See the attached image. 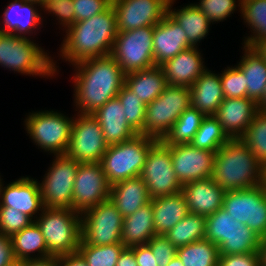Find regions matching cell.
Listing matches in <instances>:
<instances>
[{
    "label": "cell",
    "mask_w": 266,
    "mask_h": 266,
    "mask_svg": "<svg viewBox=\"0 0 266 266\" xmlns=\"http://www.w3.org/2000/svg\"><path fill=\"white\" fill-rule=\"evenodd\" d=\"M122 224V214L110 199L100 202L81 214L80 245L101 246L122 243Z\"/></svg>",
    "instance_id": "9"
},
{
    "label": "cell",
    "mask_w": 266,
    "mask_h": 266,
    "mask_svg": "<svg viewBox=\"0 0 266 266\" xmlns=\"http://www.w3.org/2000/svg\"><path fill=\"white\" fill-rule=\"evenodd\" d=\"M253 47L257 50V52L266 61V39H262L257 44H255Z\"/></svg>",
    "instance_id": "56"
},
{
    "label": "cell",
    "mask_w": 266,
    "mask_h": 266,
    "mask_svg": "<svg viewBox=\"0 0 266 266\" xmlns=\"http://www.w3.org/2000/svg\"><path fill=\"white\" fill-rule=\"evenodd\" d=\"M78 116L73 120L66 154L79 163H100L108 148L101 126L92 114Z\"/></svg>",
    "instance_id": "14"
},
{
    "label": "cell",
    "mask_w": 266,
    "mask_h": 266,
    "mask_svg": "<svg viewBox=\"0 0 266 266\" xmlns=\"http://www.w3.org/2000/svg\"><path fill=\"white\" fill-rule=\"evenodd\" d=\"M245 54L237 67L244 73L247 97L258 103L266 88V61L254 47L244 45Z\"/></svg>",
    "instance_id": "29"
},
{
    "label": "cell",
    "mask_w": 266,
    "mask_h": 266,
    "mask_svg": "<svg viewBox=\"0 0 266 266\" xmlns=\"http://www.w3.org/2000/svg\"><path fill=\"white\" fill-rule=\"evenodd\" d=\"M189 48L191 46L185 31L167 12L164 18L154 26L153 53L155 65L160 66Z\"/></svg>",
    "instance_id": "19"
},
{
    "label": "cell",
    "mask_w": 266,
    "mask_h": 266,
    "mask_svg": "<svg viewBox=\"0 0 266 266\" xmlns=\"http://www.w3.org/2000/svg\"><path fill=\"white\" fill-rule=\"evenodd\" d=\"M117 98L123 106L125 118L129 126L137 134H142L146 105L125 84L119 91Z\"/></svg>",
    "instance_id": "41"
},
{
    "label": "cell",
    "mask_w": 266,
    "mask_h": 266,
    "mask_svg": "<svg viewBox=\"0 0 266 266\" xmlns=\"http://www.w3.org/2000/svg\"><path fill=\"white\" fill-rule=\"evenodd\" d=\"M233 232H253L245 224L234 220L223 208L206 216L205 239L215 243L218 247L227 240Z\"/></svg>",
    "instance_id": "33"
},
{
    "label": "cell",
    "mask_w": 266,
    "mask_h": 266,
    "mask_svg": "<svg viewBox=\"0 0 266 266\" xmlns=\"http://www.w3.org/2000/svg\"><path fill=\"white\" fill-rule=\"evenodd\" d=\"M156 234L165 235L188 213V205L182 192L151 199Z\"/></svg>",
    "instance_id": "26"
},
{
    "label": "cell",
    "mask_w": 266,
    "mask_h": 266,
    "mask_svg": "<svg viewBox=\"0 0 266 266\" xmlns=\"http://www.w3.org/2000/svg\"><path fill=\"white\" fill-rule=\"evenodd\" d=\"M204 117L200 111L190 106L180 115L162 141L166 145L190 143Z\"/></svg>",
    "instance_id": "36"
},
{
    "label": "cell",
    "mask_w": 266,
    "mask_h": 266,
    "mask_svg": "<svg viewBox=\"0 0 266 266\" xmlns=\"http://www.w3.org/2000/svg\"><path fill=\"white\" fill-rule=\"evenodd\" d=\"M225 192L212 177L188 182L182 187L189 212L205 217L222 208Z\"/></svg>",
    "instance_id": "21"
},
{
    "label": "cell",
    "mask_w": 266,
    "mask_h": 266,
    "mask_svg": "<svg viewBox=\"0 0 266 266\" xmlns=\"http://www.w3.org/2000/svg\"><path fill=\"white\" fill-rule=\"evenodd\" d=\"M34 220L25 213L12 207L0 206V233L12 237L30 226Z\"/></svg>",
    "instance_id": "43"
},
{
    "label": "cell",
    "mask_w": 266,
    "mask_h": 266,
    "mask_svg": "<svg viewBox=\"0 0 266 266\" xmlns=\"http://www.w3.org/2000/svg\"><path fill=\"white\" fill-rule=\"evenodd\" d=\"M222 208L234 220L245 224L261 238L266 237V188L264 183L248 189L226 191Z\"/></svg>",
    "instance_id": "10"
},
{
    "label": "cell",
    "mask_w": 266,
    "mask_h": 266,
    "mask_svg": "<svg viewBox=\"0 0 266 266\" xmlns=\"http://www.w3.org/2000/svg\"><path fill=\"white\" fill-rule=\"evenodd\" d=\"M219 248L203 239L177 248V256L184 266H218Z\"/></svg>",
    "instance_id": "35"
},
{
    "label": "cell",
    "mask_w": 266,
    "mask_h": 266,
    "mask_svg": "<svg viewBox=\"0 0 266 266\" xmlns=\"http://www.w3.org/2000/svg\"><path fill=\"white\" fill-rule=\"evenodd\" d=\"M42 7L56 14L61 24L67 28L75 23L73 0H46Z\"/></svg>",
    "instance_id": "48"
},
{
    "label": "cell",
    "mask_w": 266,
    "mask_h": 266,
    "mask_svg": "<svg viewBox=\"0 0 266 266\" xmlns=\"http://www.w3.org/2000/svg\"><path fill=\"white\" fill-rule=\"evenodd\" d=\"M206 217L188 213L165 236L176 248L205 239Z\"/></svg>",
    "instance_id": "34"
},
{
    "label": "cell",
    "mask_w": 266,
    "mask_h": 266,
    "mask_svg": "<svg viewBox=\"0 0 266 266\" xmlns=\"http://www.w3.org/2000/svg\"><path fill=\"white\" fill-rule=\"evenodd\" d=\"M0 198V206L12 207L31 218L44 209L39 183L29 177L20 178L4 188L0 182Z\"/></svg>",
    "instance_id": "20"
},
{
    "label": "cell",
    "mask_w": 266,
    "mask_h": 266,
    "mask_svg": "<svg viewBox=\"0 0 266 266\" xmlns=\"http://www.w3.org/2000/svg\"><path fill=\"white\" fill-rule=\"evenodd\" d=\"M152 201L123 218L121 241L125 247L147 244L155 235Z\"/></svg>",
    "instance_id": "27"
},
{
    "label": "cell",
    "mask_w": 266,
    "mask_h": 266,
    "mask_svg": "<svg viewBox=\"0 0 266 266\" xmlns=\"http://www.w3.org/2000/svg\"><path fill=\"white\" fill-rule=\"evenodd\" d=\"M92 115L98 120L108 146L130 140L137 135L126 121L123 106L117 97L107 101Z\"/></svg>",
    "instance_id": "23"
},
{
    "label": "cell",
    "mask_w": 266,
    "mask_h": 266,
    "mask_svg": "<svg viewBox=\"0 0 266 266\" xmlns=\"http://www.w3.org/2000/svg\"><path fill=\"white\" fill-rule=\"evenodd\" d=\"M24 1H28V2H32V3H36V4H40V6L42 7L43 6V4H44V2L46 1V0H24Z\"/></svg>",
    "instance_id": "60"
},
{
    "label": "cell",
    "mask_w": 266,
    "mask_h": 266,
    "mask_svg": "<svg viewBox=\"0 0 266 266\" xmlns=\"http://www.w3.org/2000/svg\"><path fill=\"white\" fill-rule=\"evenodd\" d=\"M154 26L118 32L111 55L125 75L155 66Z\"/></svg>",
    "instance_id": "8"
},
{
    "label": "cell",
    "mask_w": 266,
    "mask_h": 266,
    "mask_svg": "<svg viewBox=\"0 0 266 266\" xmlns=\"http://www.w3.org/2000/svg\"><path fill=\"white\" fill-rule=\"evenodd\" d=\"M15 260H30V253L38 251L41 255L35 259L50 257L40 228L35 222L11 237Z\"/></svg>",
    "instance_id": "32"
},
{
    "label": "cell",
    "mask_w": 266,
    "mask_h": 266,
    "mask_svg": "<svg viewBox=\"0 0 266 266\" xmlns=\"http://www.w3.org/2000/svg\"><path fill=\"white\" fill-rule=\"evenodd\" d=\"M75 100L81 114H93L116 98L125 84V74L111 54L88 58L74 64Z\"/></svg>",
    "instance_id": "1"
},
{
    "label": "cell",
    "mask_w": 266,
    "mask_h": 266,
    "mask_svg": "<svg viewBox=\"0 0 266 266\" xmlns=\"http://www.w3.org/2000/svg\"><path fill=\"white\" fill-rule=\"evenodd\" d=\"M259 266H266V237L261 238L260 247L258 249Z\"/></svg>",
    "instance_id": "55"
},
{
    "label": "cell",
    "mask_w": 266,
    "mask_h": 266,
    "mask_svg": "<svg viewBox=\"0 0 266 266\" xmlns=\"http://www.w3.org/2000/svg\"><path fill=\"white\" fill-rule=\"evenodd\" d=\"M174 0L168 1L167 12L177 21L187 35L188 43L195 47L197 42L204 39L209 30L211 21L195 5L191 4L177 11L171 10Z\"/></svg>",
    "instance_id": "31"
},
{
    "label": "cell",
    "mask_w": 266,
    "mask_h": 266,
    "mask_svg": "<svg viewBox=\"0 0 266 266\" xmlns=\"http://www.w3.org/2000/svg\"><path fill=\"white\" fill-rule=\"evenodd\" d=\"M112 0H73L75 22L83 21L105 11Z\"/></svg>",
    "instance_id": "47"
},
{
    "label": "cell",
    "mask_w": 266,
    "mask_h": 266,
    "mask_svg": "<svg viewBox=\"0 0 266 266\" xmlns=\"http://www.w3.org/2000/svg\"><path fill=\"white\" fill-rule=\"evenodd\" d=\"M116 266H138L134 250L131 247H125L117 259Z\"/></svg>",
    "instance_id": "53"
},
{
    "label": "cell",
    "mask_w": 266,
    "mask_h": 266,
    "mask_svg": "<svg viewBox=\"0 0 266 266\" xmlns=\"http://www.w3.org/2000/svg\"><path fill=\"white\" fill-rule=\"evenodd\" d=\"M261 237L255 232H233L218 248L220 255L258 251Z\"/></svg>",
    "instance_id": "42"
},
{
    "label": "cell",
    "mask_w": 266,
    "mask_h": 266,
    "mask_svg": "<svg viewBox=\"0 0 266 266\" xmlns=\"http://www.w3.org/2000/svg\"><path fill=\"white\" fill-rule=\"evenodd\" d=\"M157 139L137 134L130 140L109 145L101 164L110 185L140 176L146 155Z\"/></svg>",
    "instance_id": "5"
},
{
    "label": "cell",
    "mask_w": 266,
    "mask_h": 266,
    "mask_svg": "<svg viewBox=\"0 0 266 266\" xmlns=\"http://www.w3.org/2000/svg\"><path fill=\"white\" fill-rule=\"evenodd\" d=\"M167 266H184L181 262L180 258L176 255L171 261L167 264Z\"/></svg>",
    "instance_id": "58"
},
{
    "label": "cell",
    "mask_w": 266,
    "mask_h": 266,
    "mask_svg": "<svg viewBox=\"0 0 266 266\" xmlns=\"http://www.w3.org/2000/svg\"><path fill=\"white\" fill-rule=\"evenodd\" d=\"M81 213L67 208H44L34 220L40 228L49 254L60 257L78 251L81 242ZM79 216V217H78Z\"/></svg>",
    "instance_id": "4"
},
{
    "label": "cell",
    "mask_w": 266,
    "mask_h": 266,
    "mask_svg": "<svg viewBox=\"0 0 266 266\" xmlns=\"http://www.w3.org/2000/svg\"><path fill=\"white\" fill-rule=\"evenodd\" d=\"M134 250L138 266H158L156 258L148 244L131 247Z\"/></svg>",
    "instance_id": "50"
},
{
    "label": "cell",
    "mask_w": 266,
    "mask_h": 266,
    "mask_svg": "<svg viewBox=\"0 0 266 266\" xmlns=\"http://www.w3.org/2000/svg\"><path fill=\"white\" fill-rule=\"evenodd\" d=\"M26 266H58V257L26 260Z\"/></svg>",
    "instance_id": "54"
},
{
    "label": "cell",
    "mask_w": 266,
    "mask_h": 266,
    "mask_svg": "<svg viewBox=\"0 0 266 266\" xmlns=\"http://www.w3.org/2000/svg\"><path fill=\"white\" fill-rule=\"evenodd\" d=\"M169 0H112L118 32L155 26L167 13Z\"/></svg>",
    "instance_id": "16"
},
{
    "label": "cell",
    "mask_w": 266,
    "mask_h": 266,
    "mask_svg": "<svg viewBox=\"0 0 266 266\" xmlns=\"http://www.w3.org/2000/svg\"><path fill=\"white\" fill-rule=\"evenodd\" d=\"M257 105L259 111L266 112V88L263 96L261 97V100L257 103Z\"/></svg>",
    "instance_id": "57"
},
{
    "label": "cell",
    "mask_w": 266,
    "mask_h": 266,
    "mask_svg": "<svg viewBox=\"0 0 266 266\" xmlns=\"http://www.w3.org/2000/svg\"><path fill=\"white\" fill-rule=\"evenodd\" d=\"M110 188L101 163H79L72 194L73 210L82 214L108 200Z\"/></svg>",
    "instance_id": "15"
},
{
    "label": "cell",
    "mask_w": 266,
    "mask_h": 266,
    "mask_svg": "<svg viewBox=\"0 0 266 266\" xmlns=\"http://www.w3.org/2000/svg\"><path fill=\"white\" fill-rule=\"evenodd\" d=\"M31 139L45 151L66 154L71 138L73 119L54 111L32 113L25 120Z\"/></svg>",
    "instance_id": "12"
},
{
    "label": "cell",
    "mask_w": 266,
    "mask_h": 266,
    "mask_svg": "<svg viewBox=\"0 0 266 266\" xmlns=\"http://www.w3.org/2000/svg\"><path fill=\"white\" fill-rule=\"evenodd\" d=\"M218 266H259L258 251L219 255Z\"/></svg>",
    "instance_id": "49"
},
{
    "label": "cell",
    "mask_w": 266,
    "mask_h": 266,
    "mask_svg": "<svg viewBox=\"0 0 266 266\" xmlns=\"http://www.w3.org/2000/svg\"><path fill=\"white\" fill-rule=\"evenodd\" d=\"M256 156L259 163L266 167V112L259 111L240 138Z\"/></svg>",
    "instance_id": "39"
},
{
    "label": "cell",
    "mask_w": 266,
    "mask_h": 266,
    "mask_svg": "<svg viewBox=\"0 0 266 266\" xmlns=\"http://www.w3.org/2000/svg\"><path fill=\"white\" fill-rule=\"evenodd\" d=\"M189 89L191 107L200 111L204 116H214L225 99L220 75L211 73L207 69Z\"/></svg>",
    "instance_id": "25"
},
{
    "label": "cell",
    "mask_w": 266,
    "mask_h": 266,
    "mask_svg": "<svg viewBox=\"0 0 266 266\" xmlns=\"http://www.w3.org/2000/svg\"><path fill=\"white\" fill-rule=\"evenodd\" d=\"M62 56L74 64L111 54L117 37L116 13L112 4L102 13L75 22L66 30Z\"/></svg>",
    "instance_id": "2"
},
{
    "label": "cell",
    "mask_w": 266,
    "mask_h": 266,
    "mask_svg": "<svg viewBox=\"0 0 266 266\" xmlns=\"http://www.w3.org/2000/svg\"><path fill=\"white\" fill-rule=\"evenodd\" d=\"M25 36L0 31V65L30 75L52 76L55 63Z\"/></svg>",
    "instance_id": "6"
},
{
    "label": "cell",
    "mask_w": 266,
    "mask_h": 266,
    "mask_svg": "<svg viewBox=\"0 0 266 266\" xmlns=\"http://www.w3.org/2000/svg\"><path fill=\"white\" fill-rule=\"evenodd\" d=\"M14 261L11 237L0 233V266H10Z\"/></svg>",
    "instance_id": "51"
},
{
    "label": "cell",
    "mask_w": 266,
    "mask_h": 266,
    "mask_svg": "<svg viewBox=\"0 0 266 266\" xmlns=\"http://www.w3.org/2000/svg\"><path fill=\"white\" fill-rule=\"evenodd\" d=\"M174 172L182 185L212 177L214 151L203 150L188 144L170 145Z\"/></svg>",
    "instance_id": "17"
},
{
    "label": "cell",
    "mask_w": 266,
    "mask_h": 266,
    "mask_svg": "<svg viewBox=\"0 0 266 266\" xmlns=\"http://www.w3.org/2000/svg\"><path fill=\"white\" fill-rule=\"evenodd\" d=\"M197 47L180 52L160 65L168 85L190 87L206 70Z\"/></svg>",
    "instance_id": "22"
},
{
    "label": "cell",
    "mask_w": 266,
    "mask_h": 266,
    "mask_svg": "<svg viewBox=\"0 0 266 266\" xmlns=\"http://www.w3.org/2000/svg\"><path fill=\"white\" fill-rule=\"evenodd\" d=\"M264 185H265V188H266V167L264 168Z\"/></svg>",
    "instance_id": "61"
},
{
    "label": "cell",
    "mask_w": 266,
    "mask_h": 266,
    "mask_svg": "<svg viewBox=\"0 0 266 266\" xmlns=\"http://www.w3.org/2000/svg\"><path fill=\"white\" fill-rule=\"evenodd\" d=\"M220 80L224 98L247 97L245 75L237 66L224 70Z\"/></svg>",
    "instance_id": "44"
},
{
    "label": "cell",
    "mask_w": 266,
    "mask_h": 266,
    "mask_svg": "<svg viewBox=\"0 0 266 266\" xmlns=\"http://www.w3.org/2000/svg\"><path fill=\"white\" fill-rule=\"evenodd\" d=\"M190 106L189 87L167 85L160 96L146 105L142 135L162 140Z\"/></svg>",
    "instance_id": "7"
},
{
    "label": "cell",
    "mask_w": 266,
    "mask_h": 266,
    "mask_svg": "<svg viewBox=\"0 0 266 266\" xmlns=\"http://www.w3.org/2000/svg\"><path fill=\"white\" fill-rule=\"evenodd\" d=\"M124 248L122 243L101 246L79 245L77 252L88 266H116Z\"/></svg>",
    "instance_id": "40"
},
{
    "label": "cell",
    "mask_w": 266,
    "mask_h": 266,
    "mask_svg": "<svg viewBox=\"0 0 266 266\" xmlns=\"http://www.w3.org/2000/svg\"><path fill=\"white\" fill-rule=\"evenodd\" d=\"M211 21H221L235 10V0H200L195 4Z\"/></svg>",
    "instance_id": "45"
},
{
    "label": "cell",
    "mask_w": 266,
    "mask_h": 266,
    "mask_svg": "<svg viewBox=\"0 0 266 266\" xmlns=\"http://www.w3.org/2000/svg\"><path fill=\"white\" fill-rule=\"evenodd\" d=\"M58 266H88L82 256L76 252L58 257Z\"/></svg>",
    "instance_id": "52"
},
{
    "label": "cell",
    "mask_w": 266,
    "mask_h": 266,
    "mask_svg": "<svg viewBox=\"0 0 266 266\" xmlns=\"http://www.w3.org/2000/svg\"><path fill=\"white\" fill-rule=\"evenodd\" d=\"M125 85L143 102L148 105L162 94L167 84L166 77L160 66L132 72L125 75Z\"/></svg>",
    "instance_id": "28"
},
{
    "label": "cell",
    "mask_w": 266,
    "mask_h": 266,
    "mask_svg": "<svg viewBox=\"0 0 266 266\" xmlns=\"http://www.w3.org/2000/svg\"><path fill=\"white\" fill-rule=\"evenodd\" d=\"M109 199L124 218L149 203L152 198L144 180L137 176L111 185Z\"/></svg>",
    "instance_id": "24"
},
{
    "label": "cell",
    "mask_w": 266,
    "mask_h": 266,
    "mask_svg": "<svg viewBox=\"0 0 266 266\" xmlns=\"http://www.w3.org/2000/svg\"><path fill=\"white\" fill-rule=\"evenodd\" d=\"M212 179L225 191L264 183V167L240 139H229L214 156Z\"/></svg>",
    "instance_id": "3"
},
{
    "label": "cell",
    "mask_w": 266,
    "mask_h": 266,
    "mask_svg": "<svg viewBox=\"0 0 266 266\" xmlns=\"http://www.w3.org/2000/svg\"><path fill=\"white\" fill-rule=\"evenodd\" d=\"M258 112L257 103L248 97L225 98L214 117L228 138L234 139L243 136Z\"/></svg>",
    "instance_id": "18"
},
{
    "label": "cell",
    "mask_w": 266,
    "mask_h": 266,
    "mask_svg": "<svg viewBox=\"0 0 266 266\" xmlns=\"http://www.w3.org/2000/svg\"><path fill=\"white\" fill-rule=\"evenodd\" d=\"M147 244L150 246L158 266H167L177 255V248L163 234H156Z\"/></svg>",
    "instance_id": "46"
},
{
    "label": "cell",
    "mask_w": 266,
    "mask_h": 266,
    "mask_svg": "<svg viewBox=\"0 0 266 266\" xmlns=\"http://www.w3.org/2000/svg\"><path fill=\"white\" fill-rule=\"evenodd\" d=\"M10 266H26V260H15Z\"/></svg>",
    "instance_id": "59"
},
{
    "label": "cell",
    "mask_w": 266,
    "mask_h": 266,
    "mask_svg": "<svg viewBox=\"0 0 266 266\" xmlns=\"http://www.w3.org/2000/svg\"><path fill=\"white\" fill-rule=\"evenodd\" d=\"M140 177L151 198L182 192L183 185L172 166L170 145L162 140H157L149 149Z\"/></svg>",
    "instance_id": "11"
},
{
    "label": "cell",
    "mask_w": 266,
    "mask_h": 266,
    "mask_svg": "<svg viewBox=\"0 0 266 266\" xmlns=\"http://www.w3.org/2000/svg\"><path fill=\"white\" fill-rule=\"evenodd\" d=\"M244 20L253 29L254 36L248 37L244 45L253 47L266 39V0H239Z\"/></svg>",
    "instance_id": "37"
},
{
    "label": "cell",
    "mask_w": 266,
    "mask_h": 266,
    "mask_svg": "<svg viewBox=\"0 0 266 266\" xmlns=\"http://www.w3.org/2000/svg\"><path fill=\"white\" fill-rule=\"evenodd\" d=\"M52 167L39 184L44 208L73 210L72 194L79 162L67 154H58Z\"/></svg>",
    "instance_id": "13"
},
{
    "label": "cell",
    "mask_w": 266,
    "mask_h": 266,
    "mask_svg": "<svg viewBox=\"0 0 266 266\" xmlns=\"http://www.w3.org/2000/svg\"><path fill=\"white\" fill-rule=\"evenodd\" d=\"M229 140L214 116H205L190 144L199 149L216 152Z\"/></svg>",
    "instance_id": "38"
},
{
    "label": "cell",
    "mask_w": 266,
    "mask_h": 266,
    "mask_svg": "<svg viewBox=\"0 0 266 266\" xmlns=\"http://www.w3.org/2000/svg\"><path fill=\"white\" fill-rule=\"evenodd\" d=\"M34 4L36 3L24 0L11 2L4 12L3 22L5 27L1 28L0 31L4 33L14 32L13 34L17 36H24L21 33H30L41 22V15L34 8Z\"/></svg>",
    "instance_id": "30"
}]
</instances>
